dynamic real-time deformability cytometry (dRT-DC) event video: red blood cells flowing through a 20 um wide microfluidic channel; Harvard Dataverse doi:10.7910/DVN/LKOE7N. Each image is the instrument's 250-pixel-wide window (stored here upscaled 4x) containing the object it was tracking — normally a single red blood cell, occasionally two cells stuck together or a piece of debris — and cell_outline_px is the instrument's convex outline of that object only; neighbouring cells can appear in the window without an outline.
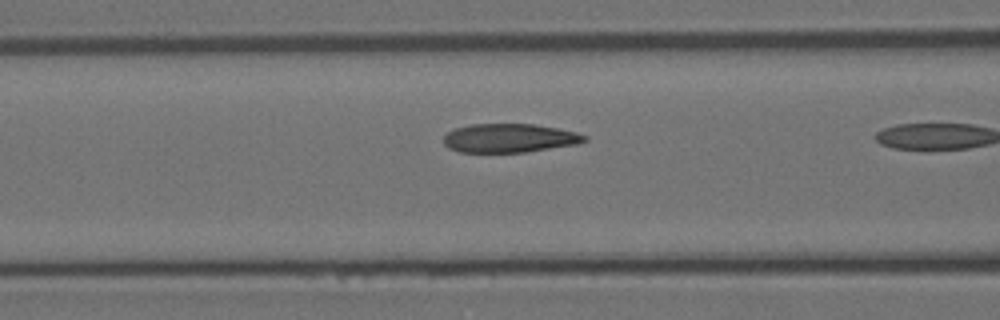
{"species": "Egyptian fruit bat (a non-hibernating species)", "species_latin": "Rousettus aegyptiacus", "temperature_condition": "room temperature", "stored_images_in_passage": 5, "camera_frame_rate_fps": 3000, "um_per_image_px": 0.085, "animal": {"sex": "female"}, "frame": {"image": 1, "passage_image": 4, "time_ms": 1.0, "image_size_px": [1000, 320], "cell_outline_px": [[588, 140], [576, 144], [524, 152], [460, 152], [448, 148], [444, 144], [444, 136], [448, 132], [456, 128], [472, 124], [532, 124], [556, 128], [576, 132], [588, 136]], "centroid_in_image_um": [43.29, 11.74], "position_along_channel_um": 123.3, "area_um2": 23.47}}